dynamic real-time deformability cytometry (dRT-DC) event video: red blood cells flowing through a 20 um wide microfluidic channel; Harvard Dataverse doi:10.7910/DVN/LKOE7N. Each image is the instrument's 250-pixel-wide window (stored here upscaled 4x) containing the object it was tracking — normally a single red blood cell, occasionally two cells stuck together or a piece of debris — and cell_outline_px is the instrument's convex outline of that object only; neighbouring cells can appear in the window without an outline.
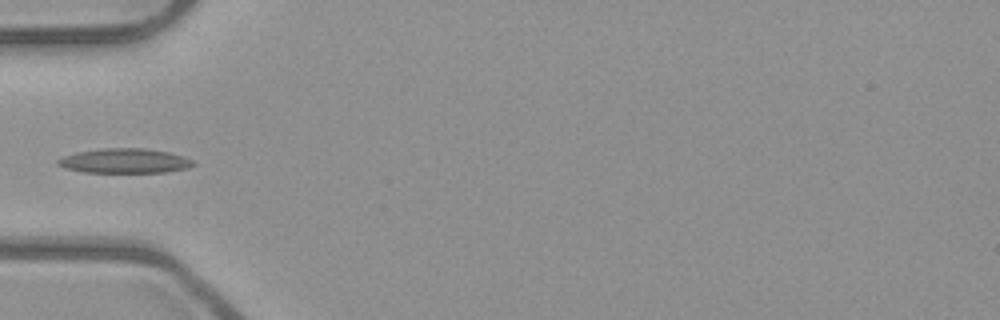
{"species": "common noctule bat (a hibernating species)", "species_latin": "Nyctalus noctula", "temperature_condition": "room temperature", "stored_images_in_passage": 6, "camera_frame_rate_fps": 3000, "um_per_image_px": 0.085, "animal": {"sex": "male", "body_mass_g": 23.1, "forearm_length_mm": 52.7}, "frame": {"image": 1, "passage_image": 5, "time_ms": 1.333, "image_size_px": [1000, 320], "cell_outline_px": [[196, 164], [188, 168], [168, 172], [84, 172], [64, 168], [56, 164], [56, 160], [64, 156], [76, 152], [104, 148], [144, 148], [168, 152], [192, 160]], "centroid_in_image_um": [10.57, 13.67], "position_along_channel_um": 74.4, "area_um2": 19.36}}
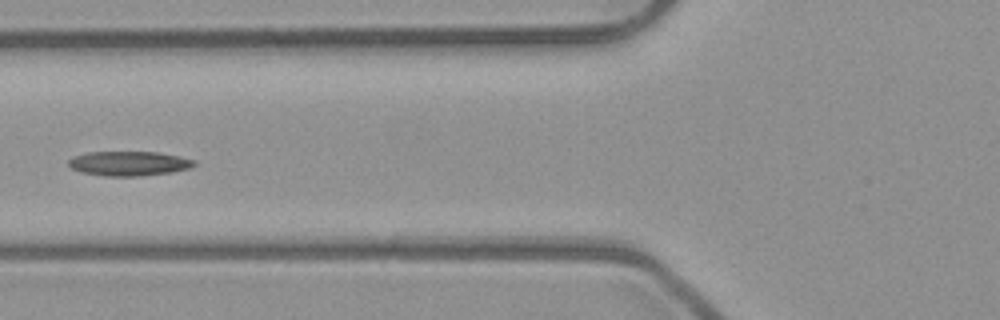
{"frame": {"image": 2, "passage_image": 6, "time_ms": 1.667, "image_size_px": [1000, 320], "cell_outline_px": [[196, 164], [188, 168], [172, 172], [140, 176], [104, 176], [80, 172], [72, 168], [68, 164], [68, 160], [72, 156], [88, 152], [156, 152], [180, 156], [196, 160]], "centroid_in_image_um": [10.94, 13.89], "position_along_channel_um": 114.9, "area_um2": 18.03}}